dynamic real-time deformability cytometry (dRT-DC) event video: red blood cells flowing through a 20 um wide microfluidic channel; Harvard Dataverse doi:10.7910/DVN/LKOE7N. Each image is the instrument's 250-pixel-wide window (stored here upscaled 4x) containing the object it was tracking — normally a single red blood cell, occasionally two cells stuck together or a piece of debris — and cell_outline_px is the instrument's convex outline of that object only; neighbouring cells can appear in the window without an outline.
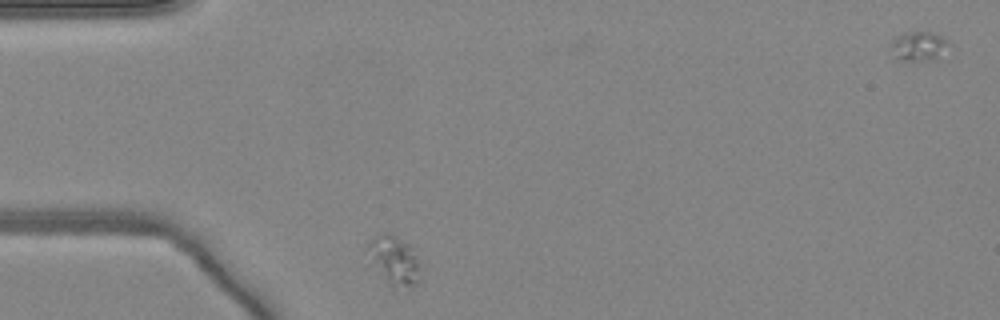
{"species": "common noctule bat (a hibernating species)", "species_latin": "Nyctalus noctula", "temperature_condition": "warm", "stored_images_in_passage": 35, "camera_frame_rate_fps": 3000, "um_per_image_px": 0.085, "animal": {"sex": "female", "body_mass_g": 24.6, "forearm_length_mm": 56.2}, "frame": {"image": 1, "passage_image": 3, "time_ms": 0.667, "image_size_px": [1000, 320], "cell_outline_px": [[416, 284], [392, 288], [364, 248], [368, 240], [380, 232], [388, 232], [396, 236], [408, 244], [412, 248], [416, 256]], "centroid_in_image_um": [33.42, 22.02], "position_along_channel_um": 51.6, "area_um2": 14.16}}
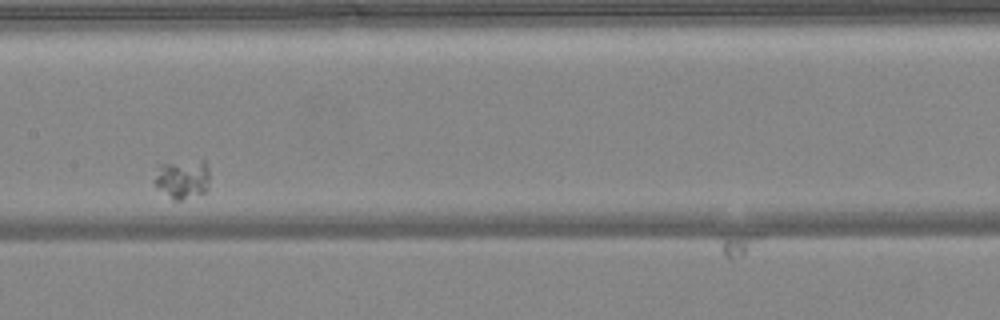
{"frame": {"image": 2, "passage_image": 17, "time_ms": 5.333, "image_size_px": [1000, 320], "cell_outline_px": [[208, 188], [204, 192], [180, 200], [172, 200], [156, 188], [152, 184], [152, 180], [156, 164], [204, 160], [208, 168]], "centroid_in_image_um": [15.41, 15.21], "position_along_channel_um": 192.0, "area_um2": 12.95}}
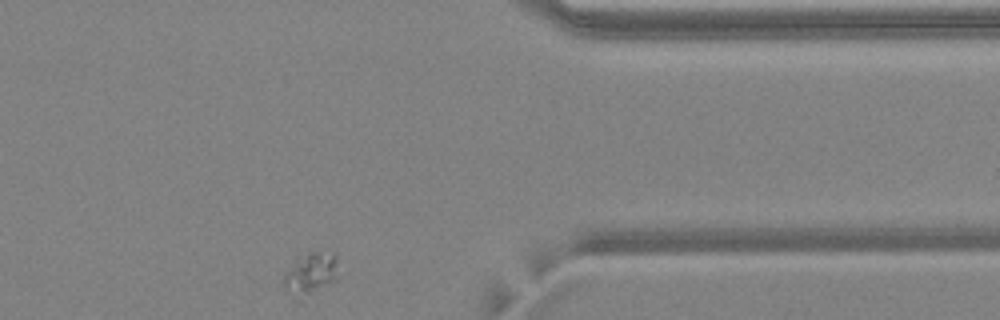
{"frame": {"image": 3, "passage_image": 35, "time_ms": 11.333, "image_size_px": [1000, 320], "cell_outline_px": [[336, 280], [308, 292], [284, 292], [284, 276], [296, 260], [308, 252], [332, 252], [336, 256]], "centroid_in_image_um": [26.43, 23.14], "position_along_channel_um": 385.0, "area_um2": 12.02}}